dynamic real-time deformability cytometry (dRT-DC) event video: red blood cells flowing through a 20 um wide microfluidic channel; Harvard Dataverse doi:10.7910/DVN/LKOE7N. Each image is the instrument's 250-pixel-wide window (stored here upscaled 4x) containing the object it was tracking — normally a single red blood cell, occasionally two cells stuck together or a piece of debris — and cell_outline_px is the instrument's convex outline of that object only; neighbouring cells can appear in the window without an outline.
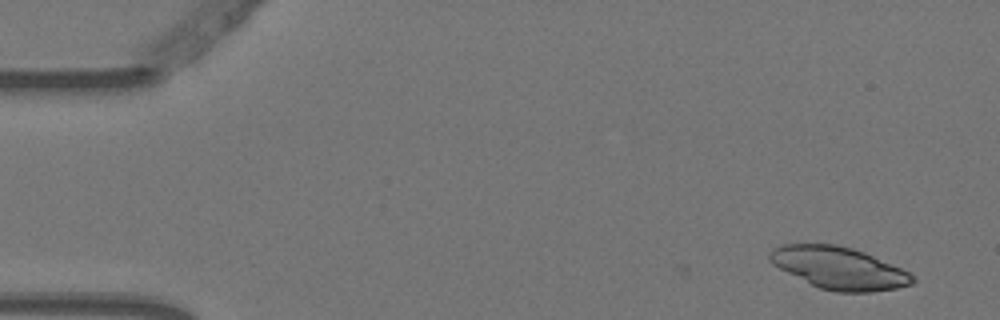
{"species": "Egyptian fruit bat (a non-hibernating species)", "species_latin": "Rousettus aegyptiacus", "temperature_condition": "warm", "stored_images_in_passage": 5, "camera_frame_rate_fps": 3000, "um_per_image_px": 0.085, "animal": {"sex": "female"}, "frame": {"image": 1, "passage_image": 1, "time_ms": 0.0, "image_size_px": [1000, 320], "cell_outline_px": [[916, 280], [912, 284], [896, 288], [872, 292], [836, 292], [820, 288], [772, 264], [768, 260], [768, 256], [772, 248], [780, 244], [836, 244], [852, 248], [864, 252], [900, 268], [916, 276]], "centroid_in_image_um": [71.31, 22.77], "position_along_channel_um": 13.7, "area_um2": 34.85}}